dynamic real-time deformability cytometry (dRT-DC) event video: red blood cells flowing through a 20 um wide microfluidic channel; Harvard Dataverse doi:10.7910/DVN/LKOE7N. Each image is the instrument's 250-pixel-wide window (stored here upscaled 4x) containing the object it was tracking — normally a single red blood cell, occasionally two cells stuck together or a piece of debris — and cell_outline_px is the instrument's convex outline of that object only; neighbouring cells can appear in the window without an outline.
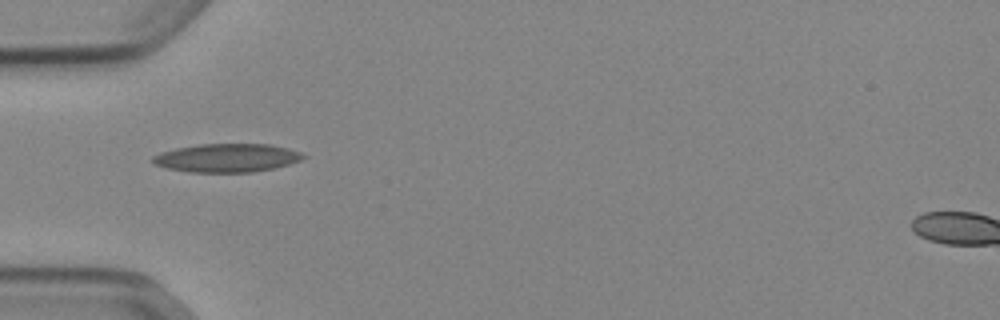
{"species": "Egyptian fruit bat (a non-hibernating species)", "species_latin": "Rousettus aegyptiacus", "temperature_condition": "cold", "stored_images_in_passage": 31, "camera_frame_rate_fps": 3000, "um_per_image_px": 0.085, "animal": {"sex": "female"}, "frame": {"image": 1, "passage_image": 1, "time_ms": 0.0, "image_size_px": [1000, 320], "cell_outline_px": [[308, 156], [300, 160], [288, 164], [272, 168], [252, 172], [188, 172], [168, 168], [156, 164], [152, 160], [152, 156], [160, 152], [176, 148], [200, 144], [268, 144], [288, 148], [300, 152]], "centroid_in_image_um": [19.29, 13.41], "position_along_channel_um": 65.7, "area_um2": 24.8}}
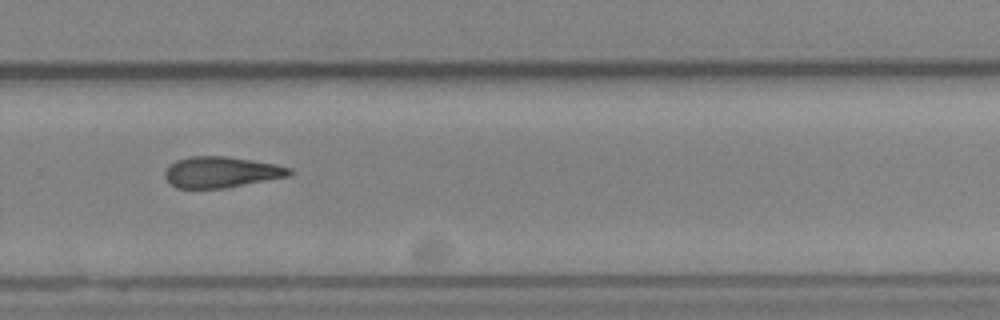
{"frame": {"image": 2, "passage_image": 20, "time_ms": 6.333, "image_size_px": [1000, 320], "cell_outline_px": [[292, 176], [224, 188], [176, 188], [168, 184], [164, 176], [164, 172], [176, 160], [188, 156], [228, 156], [276, 164], [292, 168]], "centroid_in_image_um": [18.82, 14.63], "position_along_channel_um": 311.0, "area_um2": 22.72}}
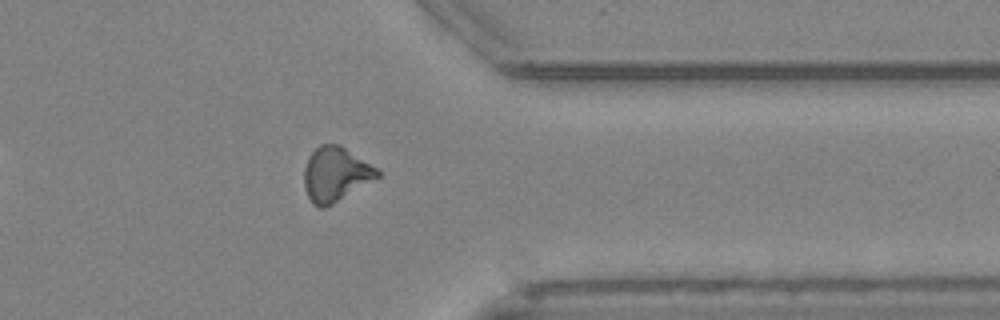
{"frame": {"image": 3, "passage_image": 26, "time_ms": 8.333, "image_size_px": [1000, 320], "cell_outline_px": [[380, 176], [332, 204], [324, 208], [320, 208], [312, 204], [304, 188], [304, 168], [308, 156], [320, 144], [340, 144], [376, 168], [380, 172]], "centroid_in_image_um": [28.49, 14.81], "position_along_channel_um": 382.9, "area_um2": 23.06}}